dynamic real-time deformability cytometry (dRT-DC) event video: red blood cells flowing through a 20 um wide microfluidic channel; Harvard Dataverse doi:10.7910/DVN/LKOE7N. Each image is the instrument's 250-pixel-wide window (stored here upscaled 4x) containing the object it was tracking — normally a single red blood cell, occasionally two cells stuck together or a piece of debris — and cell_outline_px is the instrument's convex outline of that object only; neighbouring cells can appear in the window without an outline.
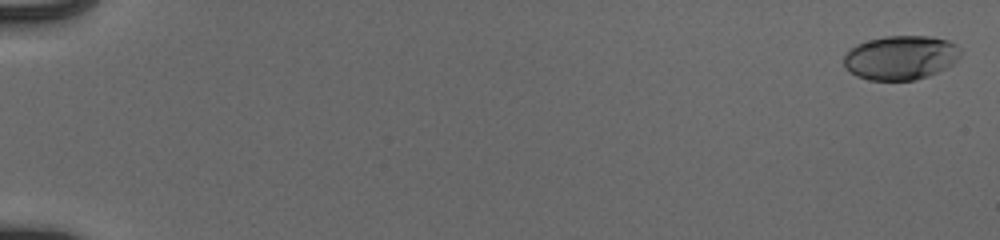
{"species": "human", "species_latin": "Homo sapiens", "temperature_condition": "cold", "stored_images_in_passage": 55, "camera_frame_rate_fps": 3000, "um_per_image_px": 0.085, "donor": {"sex": "male"}, "frame": {"image": 1, "passage_image": 2, "time_ms": 0.333, "image_size_px": [1000, 240], "cell_outline_px": [[960, 56], [948, 68], [928, 76], [916, 80], [868, 80], [856, 76], [844, 68], [844, 56], [856, 44], [868, 40], [884, 36], [932, 36], [948, 40], [956, 44], [960, 48]], "centroid_in_image_um": [76.57, 4.9], "position_along_channel_um": 8.4, "area_um2": 30.29}}
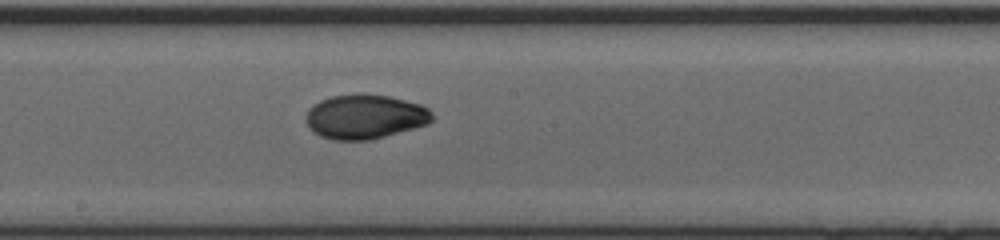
{"frame": {"image": 2, "passage_image": 33, "time_ms": 10.667, "image_size_px": [1000, 240], "cell_outline_px": [[432, 120], [428, 124], [384, 136], [368, 140], [332, 140], [320, 136], [312, 132], [308, 128], [304, 120], [304, 116], [308, 108], [320, 100], [332, 96], [360, 92], [392, 96], [424, 104], [432, 112]], "centroid_in_image_um": [30.99, 9.89], "position_along_channel_um": 217.2, "area_um2": 33.41}}
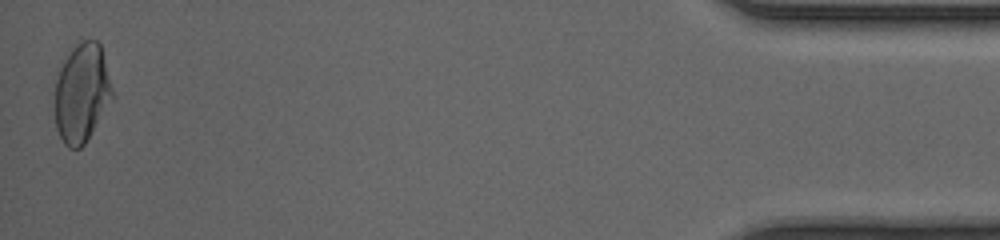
{"frame": {"image": 3, "passage_image": 55, "time_ms": 18.0, "image_size_px": [1000, 240], "cell_outline_px": [[112, 96], [84, 144], [80, 148], [68, 148], [64, 144], [56, 128], [56, 80], [60, 68], [68, 48], [76, 40], [96, 40], [100, 44], [112, 88]], "centroid_in_image_um": [6.91, 7.82], "position_along_channel_um": 428.3, "area_um2": 32.66}, "authors_computed_cell_mechanics": {"area_um2": 31.5588, "velocity_mm_per_s": 3.9535, "shape_relaxation_time_tau1_ms": 3.7438, "shape_relaxation_time_tau2_ms": 1.4821, "deformation_change_tau1": 0.1545, "deformation_change_tau2": 0.0398}}